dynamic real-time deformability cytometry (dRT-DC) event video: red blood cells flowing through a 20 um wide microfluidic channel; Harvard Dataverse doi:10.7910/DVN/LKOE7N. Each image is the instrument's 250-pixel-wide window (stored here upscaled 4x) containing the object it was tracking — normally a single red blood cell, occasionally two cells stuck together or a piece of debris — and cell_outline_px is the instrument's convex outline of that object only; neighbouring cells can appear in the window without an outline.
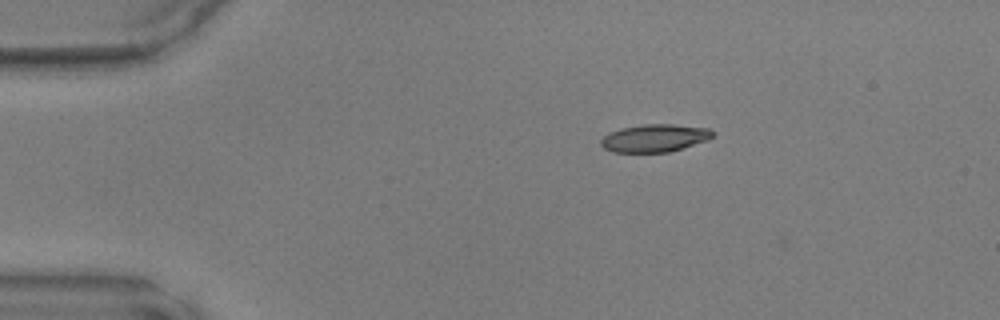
{"species": "common noctule bat (a hibernating species)", "species_latin": "Nyctalus noctula", "temperature_condition": "warm", "stored_images_in_passage": 22, "camera_frame_rate_fps": 3000, "um_per_image_px": 0.085, "animal": {"sex": "male", "body_mass_g": 17.9, "forearm_length_mm": 54.2}, "frame": {"image": 1, "passage_image": 2, "time_ms": 0.333, "image_size_px": [1000, 320], "cell_outline_px": [[716, 132], [708, 140], [668, 152], [612, 152], [604, 148], [600, 144], [600, 140], [608, 132], [620, 128], [644, 124], [672, 124], [708, 128]], "centroid_in_image_um": [55.62, 11.73], "position_along_channel_um": 29.4, "area_um2": 18.09}}
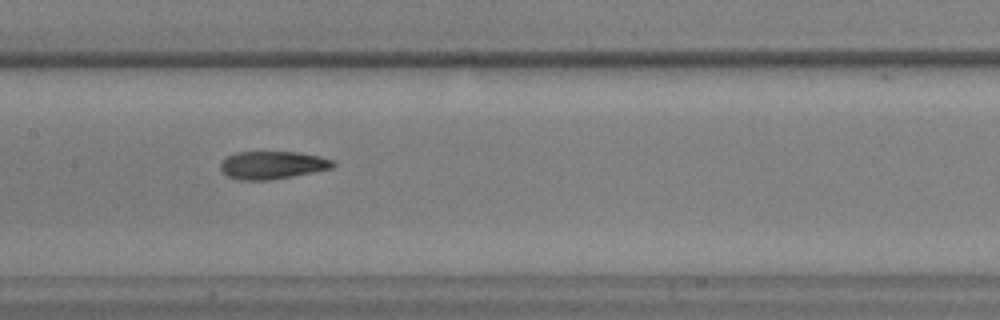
{"frame": {"image": 2, "passage_image": 17, "time_ms": 5.333, "image_size_px": [1000, 320], "cell_outline_px": [[336, 164], [332, 168], [292, 176], [268, 180], [236, 180], [228, 176], [220, 168], [220, 164], [228, 156], [236, 152], [300, 152], [320, 156], [332, 160]], "centroid_in_image_um": [23.16, 14.03], "position_along_channel_um": 184.2, "area_um2": 18.15}}
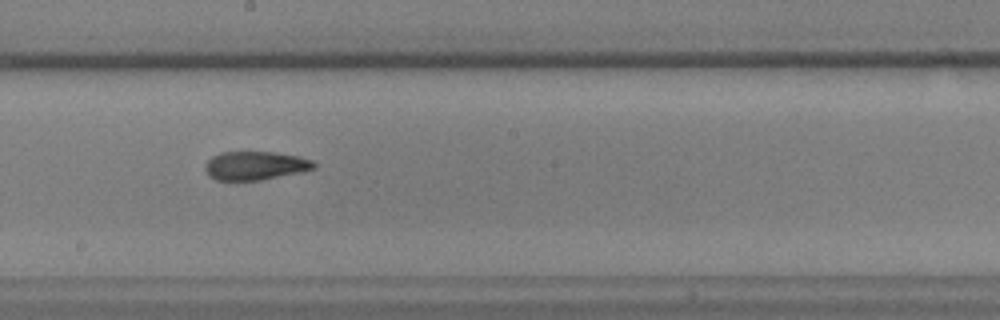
{"frame": {"image": 3, "passage_image": 20, "time_ms": 6.333, "image_size_px": [1000, 320], "cell_outline_px": [[316, 168], [300, 172], [260, 180], [216, 180], [208, 176], [204, 168], [208, 160], [212, 156], [220, 152], [276, 152], [300, 156], [312, 160], [316, 164]], "centroid_in_image_um": [21.69, 14.07], "position_along_channel_um": 226.5, "area_um2": 18.21}}